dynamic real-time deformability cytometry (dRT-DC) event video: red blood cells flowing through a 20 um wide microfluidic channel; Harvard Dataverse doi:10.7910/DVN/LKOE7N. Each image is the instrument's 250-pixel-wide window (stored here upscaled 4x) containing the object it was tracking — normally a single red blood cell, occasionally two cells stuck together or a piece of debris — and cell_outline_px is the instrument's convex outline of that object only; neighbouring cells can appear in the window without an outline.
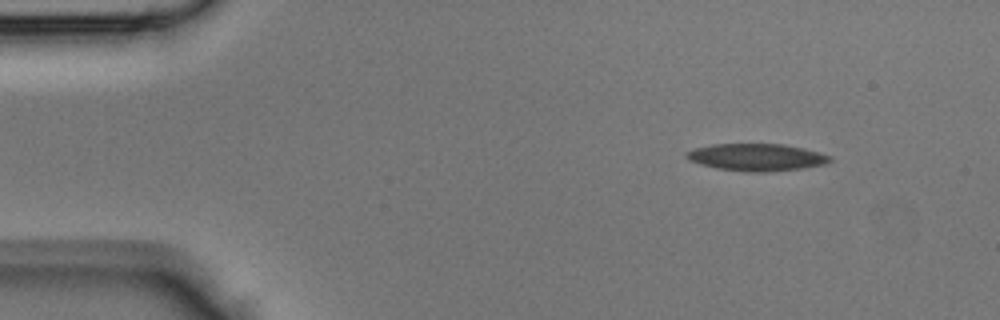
{"species": "Egyptian fruit bat (a non-hibernating species)", "species_latin": "Rousettus aegyptiacus", "temperature_condition": "room temperature", "stored_images_in_passage": 42, "camera_frame_rate_fps": 3000, "um_per_image_px": 0.085, "animal": {"sex": "male"}, "frame": {"image": 1, "passage_image": 4, "time_ms": 1.0, "image_size_px": [1000, 320], "cell_outline_px": [[832, 160], [824, 164], [800, 168], [764, 172], [744, 172], [716, 168], [700, 164], [688, 160], [684, 156], [684, 152], [696, 148], [712, 144], [784, 144], [804, 148], [832, 156]], "centroid_in_image_um": [64.27, 13.36], "position_along_channel_um": 20.7, "area_um2": 22.77}}
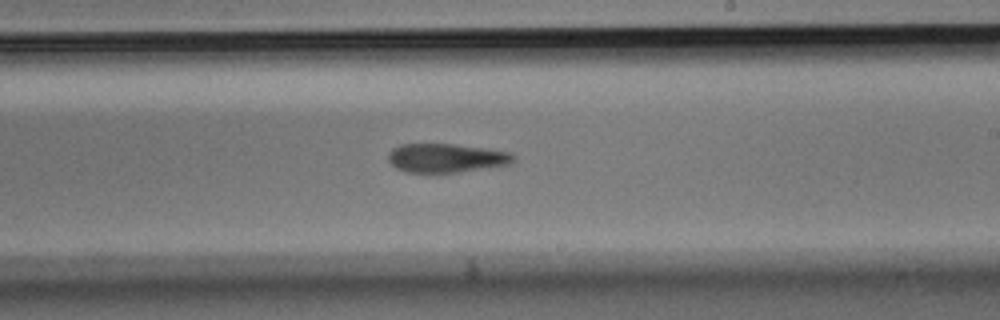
{"frame": {"image": 2, "passage_image": 24, "time_ms": 7.667, "image_size_px": [1000, 320], "cell_outline_px": [[516, 160], [508, 164], [456, 172], [404, 172], [396, 168], [388, 160], [388, 152], [392, 148], [400, 144], [456, 144], [488, 148], [512, 152], [516, 156]], "centroid_in_image_um": [37.93, 13.41], "position_along_channel_um": 251.1, "area_um2": 21.15}}
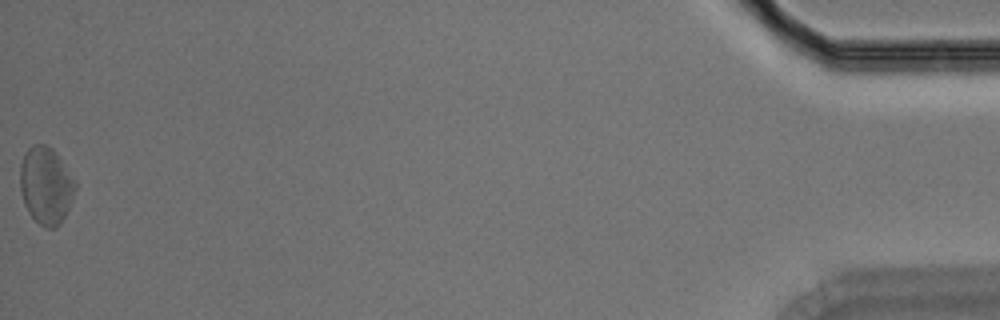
{"frame": {"image": 3, "passage_image": 42, "time_ms": 13.667, "image_size_px": [1000, 320], "cell_outline_px": [[76, 188], [68, 208], [60, 224], [56, 228], [48, 228], [40, 224], [32, 216], [24, 204], [20, 188], [20, 164], [24, 152], [32, 144], [44, 144], [52, 148], [56, 152], [76, 180]], "centroid_in_image_um": [3.9, 15.73], "position_along_channel_um": 431.3, "area_um2": 24.85}}